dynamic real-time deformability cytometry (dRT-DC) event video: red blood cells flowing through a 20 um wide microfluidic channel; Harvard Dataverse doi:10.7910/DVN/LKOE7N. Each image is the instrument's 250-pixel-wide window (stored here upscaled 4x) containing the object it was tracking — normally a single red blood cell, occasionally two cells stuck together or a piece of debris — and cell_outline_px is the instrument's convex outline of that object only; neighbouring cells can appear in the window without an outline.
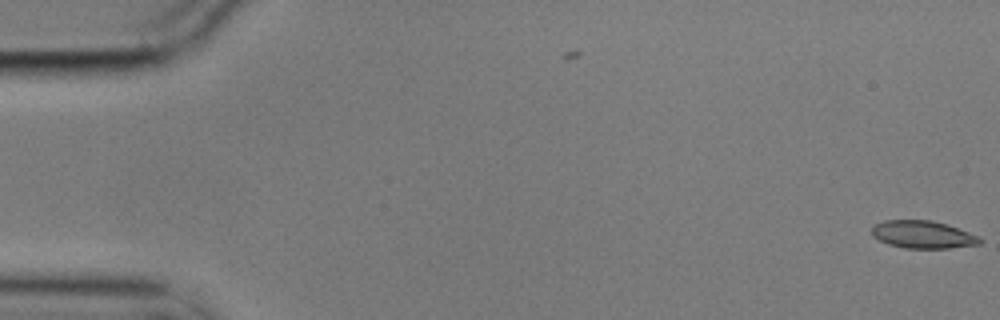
{"species": "common noctule bat (a hibernating species)", "species_latin": "Nyctalus noctula", "temperature_condition": "cold", "stored_images_in_passage": 5, "camera_frame_rate_fps": 3000, "um_per_image_px": 0.085, "animal": {"sex": "male", "body_mass_g": 17.9}, "frame": {"image": 1, "passage_image": 5, "time_ms": 1.333, "image_size_px": [1000, 320], "cell_outline_px": [[984, 240], [980, 244], [948, 248], [904, 248], [888, 244], [872, 236], [872, 224], [884, 220], [932, 220], [948, 224], [980, 236]], "centroid_in_image_um": [78.46, 19.93], "position_along_channel_um": 6.5, "area_um2": 17.63}}